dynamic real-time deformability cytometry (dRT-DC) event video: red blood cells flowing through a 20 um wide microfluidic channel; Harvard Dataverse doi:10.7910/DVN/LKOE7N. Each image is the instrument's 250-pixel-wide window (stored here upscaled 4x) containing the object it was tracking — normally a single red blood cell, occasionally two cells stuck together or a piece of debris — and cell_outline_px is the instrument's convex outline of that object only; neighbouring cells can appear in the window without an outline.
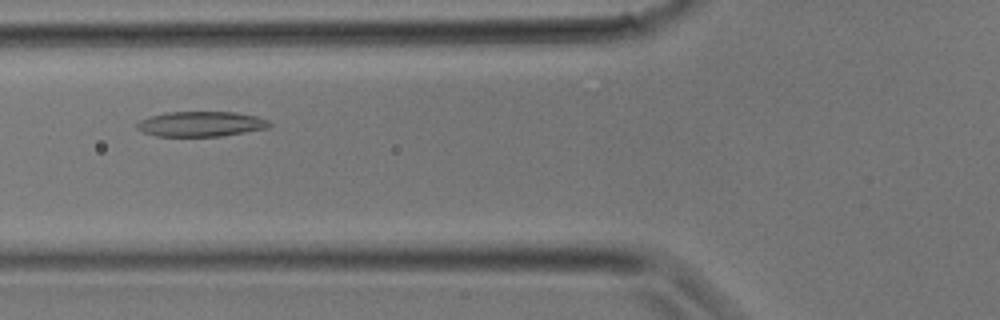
{"species": "common noctule bat (a hibernating species)", "species_latin": "Nyctalus noctula", "temperature_condition": "room temperature", "stored_images_in_passage": 24, "camera_frame_rate_fps": 3000, "um_per_image_px": 0.085, "animal": {"sex": "male", "body_mass_g": 17.9}, "frame": {"image": 1, "passage_image": 5, "time_ms": 1.333, "image_size_px": [1000, 320], "cell_outline_px": [[272, 124], [268, 128], [220, 136], [156, 136], [144, 132], [136, 128], [136, 124], [140, 120], [152, 116], [168, 112], [236, 112], [256, 116], [268, 120]], "centroid_in_image_um": [17.09, 10.54], "position_along_channel_um": 108.7, "area_um2": 19.25}}
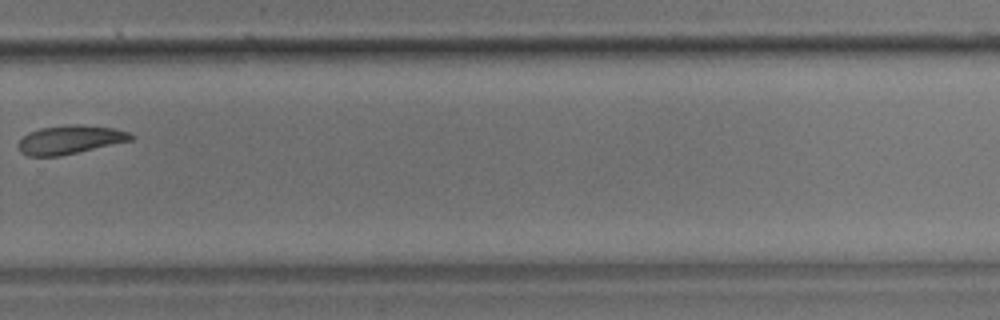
{"frame": {"image": 2, "passage_image": 15, "time_ms": 4.667, "image_size_px": [1000, 320], "cell_outline_px": [[132, 140], [60, 156], [28, 156], [20, 152], [16, 144], [28, 132], [40, 128], [68, 124], [80, 124], [112, 128], [128, 132], [132, 136]], "centroid_in_image_um": [5.89, 11.87], "position_along_channel_um": 323.9, "area_um2": 18.73}}
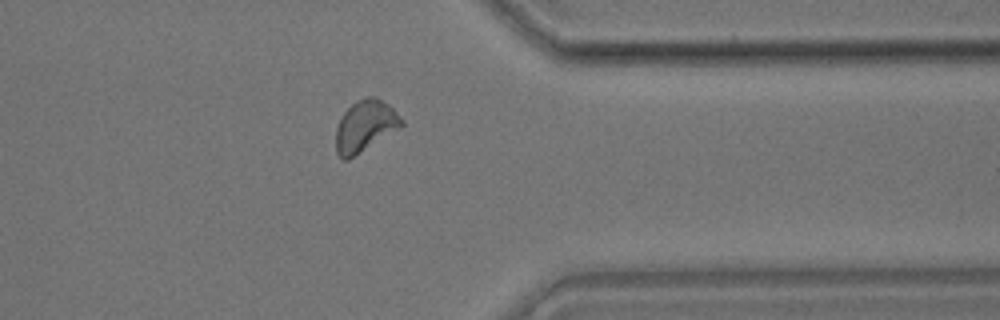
{"frame": {"image": 3, "passage_image": 18, "time_ms": 5.667, "image_size_px": [1000, 320], "cell_outline_px": [[404, 124], [400, 128], [348, 160], [344, 160], [336, 152], [336, 128], [340, 116], [356, 100], [364, 96], [376, 96], [388, 104], [404, 120]], "centroid_in_image_um": [31.03, 10.69], "position_along_channel_um": 380.4, "area_um2": 19.77}}